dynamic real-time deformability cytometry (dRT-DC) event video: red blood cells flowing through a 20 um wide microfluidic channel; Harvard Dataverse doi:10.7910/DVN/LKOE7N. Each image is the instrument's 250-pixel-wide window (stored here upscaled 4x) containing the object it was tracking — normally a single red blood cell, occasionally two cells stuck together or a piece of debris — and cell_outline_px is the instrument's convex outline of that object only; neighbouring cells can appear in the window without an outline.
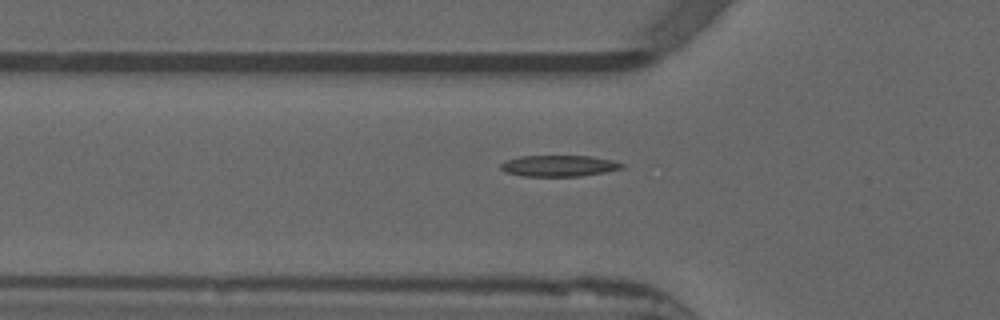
{"species": "common noctule bat (a hibernating species)", "species_latin": "Nyctalus noctula", "temperature_condition": "warm", "stored_images_in_passage": 31, "camera_frame_rate_fps": 3000, "um_per_image_px": 0.085, "animal": {"sex": "male", "forearm_length_mm": 52.5}, "frame": {"image": 1, "passage_image": 18, "time_ms": 5.667, "image_size_px": [1000, 320], "cell_outline_px": [[624, 168], [604, 172], [580, 176], [524, 176], [504, 172], [500, 168], [500, 164], [504, 160], [520, 156], [592, 156], [612, 160], [624, 164]], "centroid_in_image_um": [47.48, 14.09], "position_along_channel_um": 78.3, "area_um2": 15.03}}